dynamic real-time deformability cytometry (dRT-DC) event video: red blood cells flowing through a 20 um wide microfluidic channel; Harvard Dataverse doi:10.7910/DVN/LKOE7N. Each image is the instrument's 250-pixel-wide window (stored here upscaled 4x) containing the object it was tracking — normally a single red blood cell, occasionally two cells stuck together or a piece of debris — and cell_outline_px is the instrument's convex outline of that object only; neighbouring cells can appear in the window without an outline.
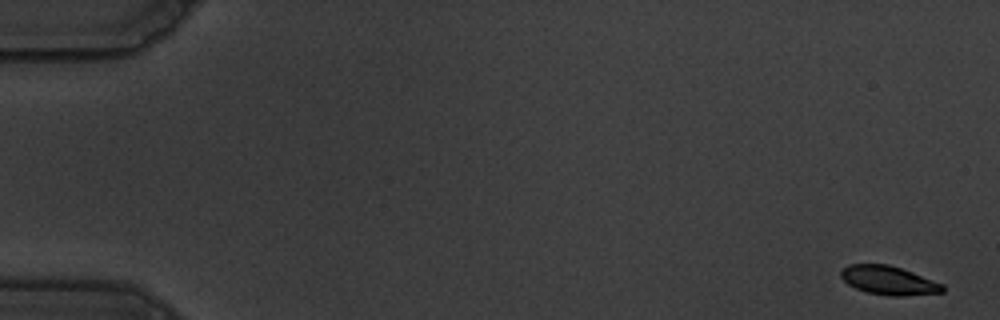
{"species": "common noctule bat (a hibernating species)", "species_latin": "Nyctalus noctula", "temperature_condition": "warm", "stored_images_in_passage": 57, "camera_frame_rate_fps": 3000, "um_per_image_px": 0.085, "animal": {"sex": "male", "body_mass_g": 19.5, "forearm_length_mm": 54.6}, "frame": {"image": 1, "passage_image": 1, "time_ms": 0.0, "image_size_px": [1000, 320], "cell_outline_px": [[944, 292], [900, 296], [888, 296], [868, 292], [856, 288], [848, 284], [840, 276], [840, 272], [848, 264], [888, 264], [912, 272], [944, 284]], "centroid_in_image_um": [75.54, 23.83], "position_along_channel_um": 9.5, "area_um2": 16.94}}
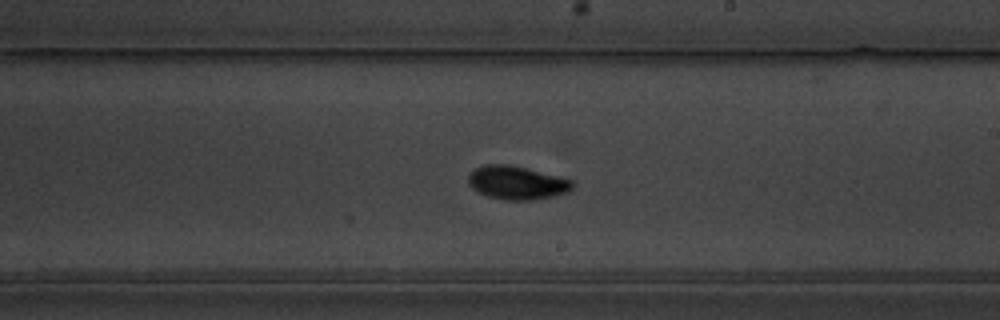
{"frame": {"image": 2, "passage_image": 34, "time_ms": 11.0, "image_size_px": [1000, 320], "cell_outline_px": [[576, 184], [568, 192], [552, 196], [532, 200], [504, 200], [488, 196], [472, 188], [468, 184], [468, 176], [476, 168], [484, 164], [512, 164], [564, 176], [572, 180]], "centroid_in_image_um": [43.99, 15.51], "position_along_channel_um": 245.0, "area_um2": 20.69}}
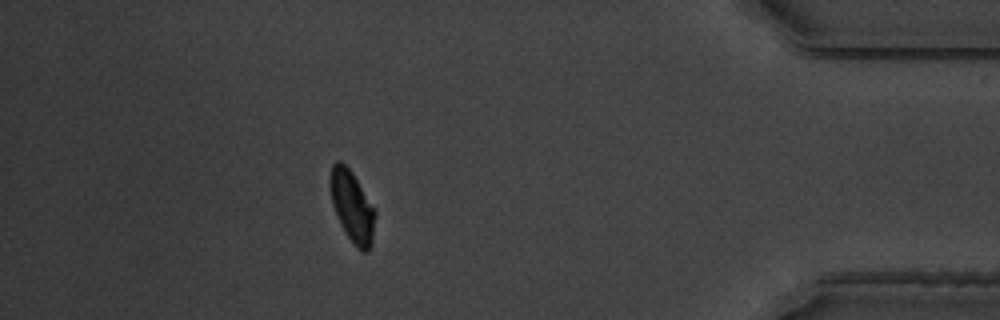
{"frame": {"image": 3, "passage_image": 51, "time_ms": 16.667, "image_size_px": [1000, 320], "cell_outline_px": [[376, 216], [372, 244], [368, 252], [360, 252], [356, 248], [348, 236], [332, 204], [328, 184], [328, 180], [332, 164], [336, 160], [340, 160], [352, 172], [376, 212]], "centroid_in_image_um": [29.92, 17.54], "position_along_channel_um": 405.3, "area_um2": 18.67}, "authors_computed_cell_mechanics": {"area_um2": 18.496, "velocity_mm_per_s": 3.5543, "shape_relaxation_time_tau1_ms": 5.8909, "shape_relaxation_time_tau2_ms": 2.7687, "deformation_change_tau1": 0.2203, "deformation_change_tau2": 0.0418}}